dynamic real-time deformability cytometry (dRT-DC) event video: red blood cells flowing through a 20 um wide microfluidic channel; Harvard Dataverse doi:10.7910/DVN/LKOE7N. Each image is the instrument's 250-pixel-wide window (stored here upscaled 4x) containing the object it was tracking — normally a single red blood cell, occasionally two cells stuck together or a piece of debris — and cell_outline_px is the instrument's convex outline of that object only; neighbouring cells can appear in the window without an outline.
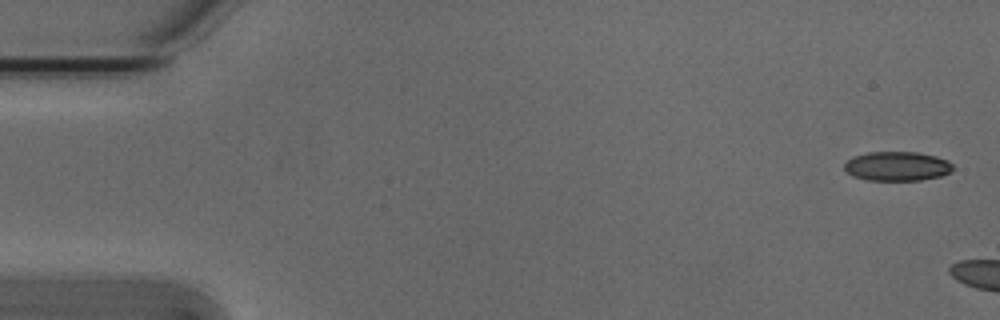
{"species": "Egyptian fruit bat (a non-hibernating species)", "species_latin": "Rousettus aegyptiacus", "temperature_condition": "cold", "stored_images_in_passage": 3, "camera_frame_rate_fps": 3000, "um_per_image_px": 0.085, "animal": {"sex": "male"}, "frame": {"image": 1, "passage_image": 1, "time_ms": 0.0, "image_size_px": [1000, 320], "cell_outline_px": [[952, 172], [940, 176], [920, 180], [868, 180], [852, 176], [844, 168], [844, 164], [852, 156], [868, 152], [916, 152], [936, 156], [948, 160], [952, 164]], "centroid_in_image_um": [76.25, 14.12], "position_along_channel_um": 8.7, "area_um2": 18.55}}